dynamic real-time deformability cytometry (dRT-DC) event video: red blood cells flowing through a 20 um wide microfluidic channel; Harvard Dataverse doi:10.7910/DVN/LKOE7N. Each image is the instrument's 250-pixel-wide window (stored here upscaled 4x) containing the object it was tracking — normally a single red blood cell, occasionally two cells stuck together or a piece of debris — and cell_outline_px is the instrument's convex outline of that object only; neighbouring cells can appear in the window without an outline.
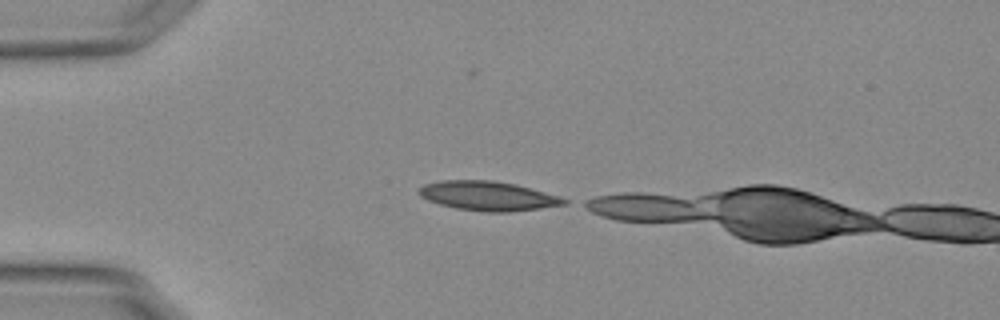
{"species": "Egyptian fruit bat (a non-hibernating species)", "species_latin": "Rousettus aegyptiacus", "temperature_condition": "warm", "stored_images_in_passage": 4, "camera_frame_rate_fps": 3000, "um_per_image_px": 0.085, "animal": {"sex": "female"}, "frame": {"image": 1, "passage_image": 1, "time_ms": 0.0, "image_size_px": [1000, 320], "cell_outline_px": [[568, 204], [540, 208], [508, 212], [488, 212], [456, 208], [440, 204], [428, 200], [420, 196], [416, 192], [424, 184], [440, 180], [488, 180], [512, 184], [560, 196], [568, 200]], "centroid_in_image_um": [41.45, 16.66], "position_along_channel_um": 43.6, "area_um2": 24.57}}